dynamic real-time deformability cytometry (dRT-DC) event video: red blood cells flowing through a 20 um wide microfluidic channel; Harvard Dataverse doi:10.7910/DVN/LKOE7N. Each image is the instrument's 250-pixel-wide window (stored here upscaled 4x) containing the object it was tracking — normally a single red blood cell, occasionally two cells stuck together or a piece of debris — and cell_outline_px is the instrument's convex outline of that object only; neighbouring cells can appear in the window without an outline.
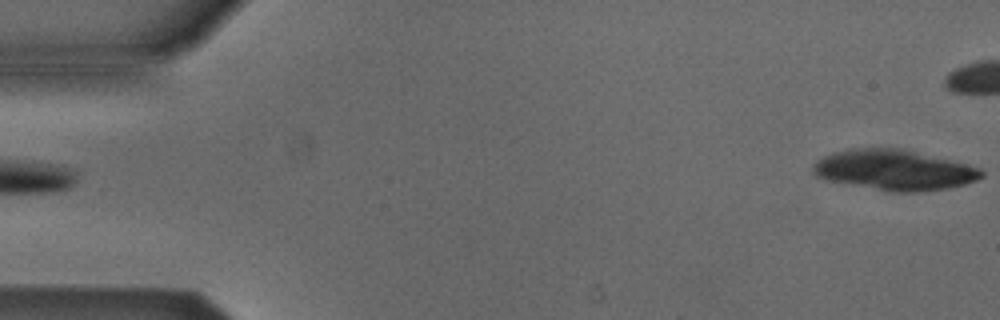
{"species": "Egyptian fruit bat (a non-hibernating species)", "species_latin": "Rousettus aegyptiacus", "temperature_condition": "cold", "stored_images_in_passage": 5, "segment_of_instrument_passage": [2, 2], "camera_frame_rate_fps": 3000, "um_per_image_px": 0.085, "animal": {"sex": "male"}, "frame": {"image": 1, "passage_image": 5, "time_ms": 5.667, "image_size_px": [1000, 320], "cell_outline_px": [[984, 176], [976, 180], [964, 184], [948, 188], [916, 192], [896, 192], [828, 180], [816, 176], [812, 172], [812, 164], [816, 160], [832, 152], [848, 148], [904, 148], [968, 164], [980, 168], [984, 172]], "centroid_in_image_um": [76.01, 14.43], "position_along_channel_um": 9.0, "area_um2": 39.71}}